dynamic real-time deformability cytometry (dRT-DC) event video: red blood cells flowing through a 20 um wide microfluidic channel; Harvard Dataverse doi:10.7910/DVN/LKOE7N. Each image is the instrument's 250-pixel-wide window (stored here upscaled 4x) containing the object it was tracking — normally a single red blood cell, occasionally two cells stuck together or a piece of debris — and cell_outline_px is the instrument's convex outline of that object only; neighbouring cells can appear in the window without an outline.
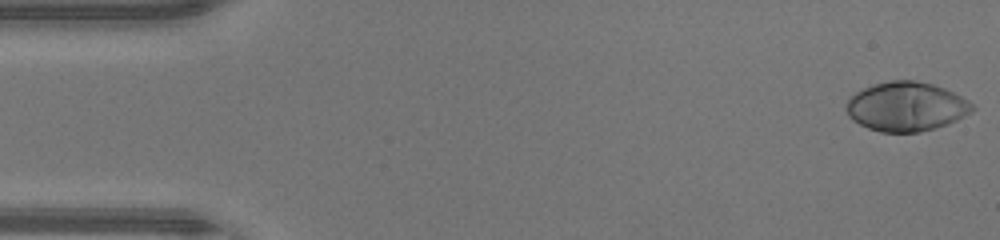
{"species": "human", "species_latin": "Homo sapiens", "temperature_condition": "warm", "stored_images_in_passage": 46, "camera_frame_rate_fps": 3000, "um_per_image_px": 0.085, "donor": {"sex": "male"}, "frame": {"image": 1, "passage_image": 1, "time_ms": 0.0, "image_size_px": [1000, 240], "cell_outline_px": [[976, 108], [972, 112], [948, 124], [936, 128], [920, 132], [880, 132], [868, 128], [852, 120], [848, 116], [844, 108], [848, 96], [872, 84], [888, 80], [916, 80], [932, 84], [944, 88], [968, 100]], "centroid_in_image_um": [76.99, 9.05], "position_along_channel_um": 8.0, "area_um2": 36.53}}
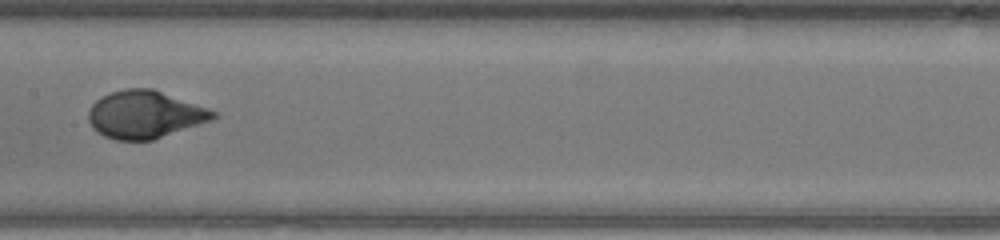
{"frame": {"image": 2, "passage_image": 23, "time_ms": 7.333, "image_size_px": [1000, 240], "cell_outline_px": [[220, 116], [212, 120], [152, 140], [116, 140], [104, 136], [92, 128], [88, 120], [88, 112], [92, 104], [96, 100], [112, 92], [124, 88], [152, 88], [220, 112]], "centroid_in_image_um": [12.34, 9.73], "position_along_channel_um": 195.1, "area_um2": 34.68}}
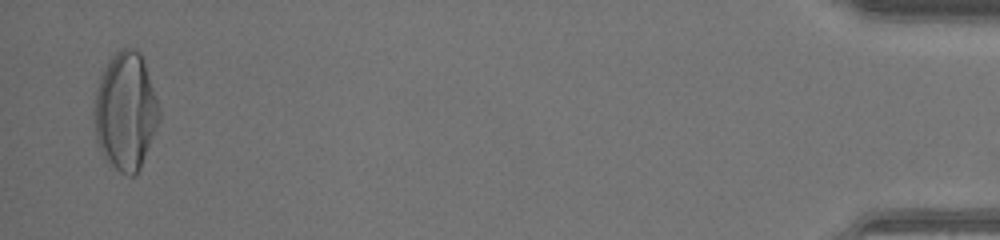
{"frame": {"image": 3, "passage_image": 45, "time_ms": 14.667, "image_size_px": [1000, 240], "cell_outline_px": [[160, 120], [140, 168], [132, 176], [128, 176], [120, 172], [104, 160], [96, 140], [92, 116], [92, 108], [96, 88], [100, 76], [108, 60], [120, 48], [136, 48], [140, 52], [144, 60], [160, 108]], "centroid_in_image_um": [10.64, 9.45], "position_along_channel_um": 424.6, "area_um2": 45.32}, "authors_computed_cell_mechanics": {"area_um2": 35.0557, "velocity_mm_per_s": 4.4508, "shape_relaxation_time_tau1_ms": 3.9073, "shape_relaxation_time_tau2_ms": null, "deformation_change_tau1": 0.2614, "deformation_change_tau2": null}}